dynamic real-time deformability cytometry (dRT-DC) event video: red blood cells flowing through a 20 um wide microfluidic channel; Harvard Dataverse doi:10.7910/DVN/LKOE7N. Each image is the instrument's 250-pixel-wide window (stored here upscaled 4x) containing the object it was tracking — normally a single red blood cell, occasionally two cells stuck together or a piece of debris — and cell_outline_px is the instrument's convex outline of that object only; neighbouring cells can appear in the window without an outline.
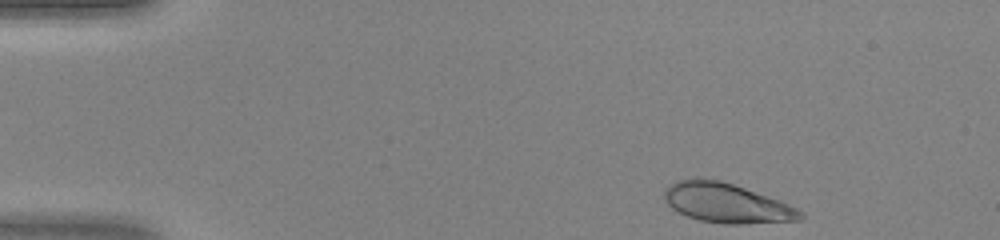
{"species": "human", "species_latin": "Homo sapiens", "temperature_condition": "warm", "stored_images_in_passage": 41, "camera_frame_rate_fps": 3000, "um_per_image_px": 0.085, "donor": {"sex": "female"}, "frame": {"image": 1, "passage_image": 1, "time_ms": 0.0, "image_size_px": [1000, 240], "cell_outline_px": [[804, 216], [800, 220], [740, 224], [724, 224], [700, 220], [688, 216], [672, 208], [664, 200], [664, 192], [676, 180], [692, 176], [696, 176], [720, 180], [780, 200], [804, 212]], "centroid_in_image_um": [61.74, 17.24], "position_along_channel_um": 23.3, "area_um2": 31.39}}
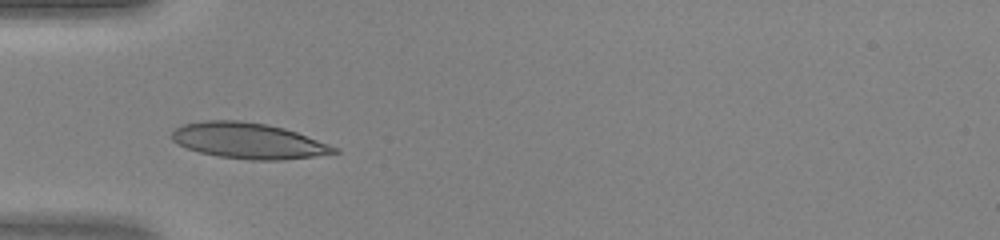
{"frame": {"image": 2, "passage_image": 10, "time_ms": 3.0, "image_size_px": [1000, 240], "cell_outline_px": [[340, 152], [312, 156], [280, 160], [252, 160], [220, 156], [200, 152], [188, 148], [172, 140], [172, 132], [176, 128], [184, 124], [204, 120], [240, 120], [268, 124], [284, 128], [296, 132], [340, 148]], "centroid_in_image_um": [21.13, 11.95], "position_along_channel_um": 63.9, "area_um2": 33.58}}
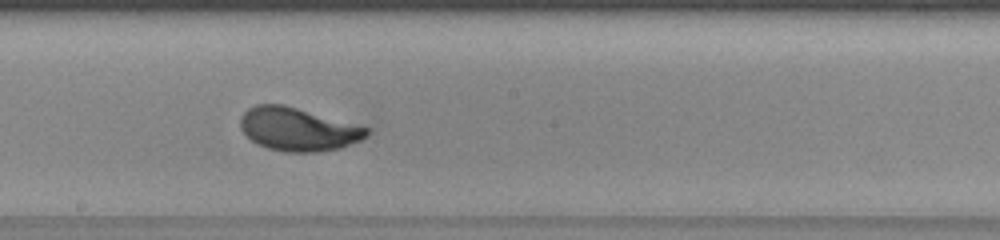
{"frame": {"image": 3, "passage_image": 21, "time_ms": 6.667, "image_size_px": [1000, 240], "cell_outline_px": [[368, 136], [360, 140], [340, 148], [320, 152], [284, 152], [268, 148], [256, 144], [240, 128], [240, 116], [248, 108], [256, 104], [284, 104], [368, 128]], "centroid_in_image_um": [25.29, 10.99], "position_along_channel_um": 222.9, "area_um2": 31.67}}